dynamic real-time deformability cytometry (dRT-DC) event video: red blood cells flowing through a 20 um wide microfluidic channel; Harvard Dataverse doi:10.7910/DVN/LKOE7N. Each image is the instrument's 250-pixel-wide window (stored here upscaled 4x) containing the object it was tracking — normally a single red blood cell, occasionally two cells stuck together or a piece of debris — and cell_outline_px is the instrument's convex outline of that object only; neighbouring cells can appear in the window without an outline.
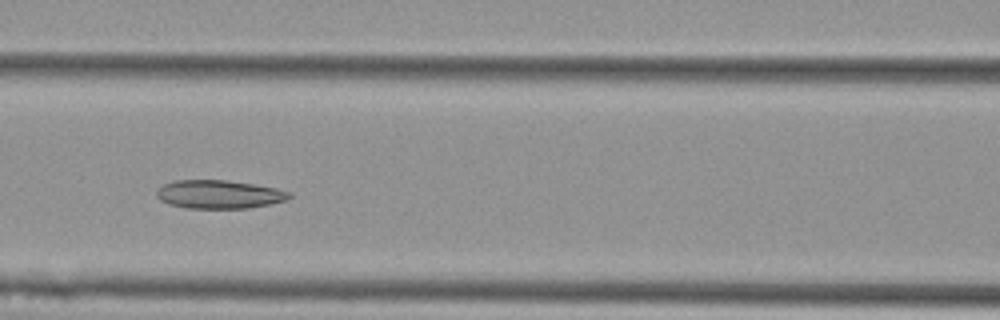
{"species": "Egyptian fruit bat (a non-hibernating species)", "species_latin": "Rousettus aegyptiacus", "temperature_condition": "cold", "stored_images_in_passage": 9, "camera_frame_rate_fps": 3000, "um_per_image_px": 0.085, "animal": {"sex": "female"}, "frame": {"image": 1, "passage_image": 6, "time_ms": 1.667, "image_size_px": [1000, 320], "cell_outline_px": [[292, 196], [288, 200], [248, 208], [188, 208], [168, 204], [160, 200], [156, 196], [156, 192], [164, 184], [176, 180], [224, 180], [252, 184], [276, 188], [292, 192]], "centroid_in_image_um": [18.64, 16.52], "position_along_channel_um": 148.0, "area_um2": 21.91}}
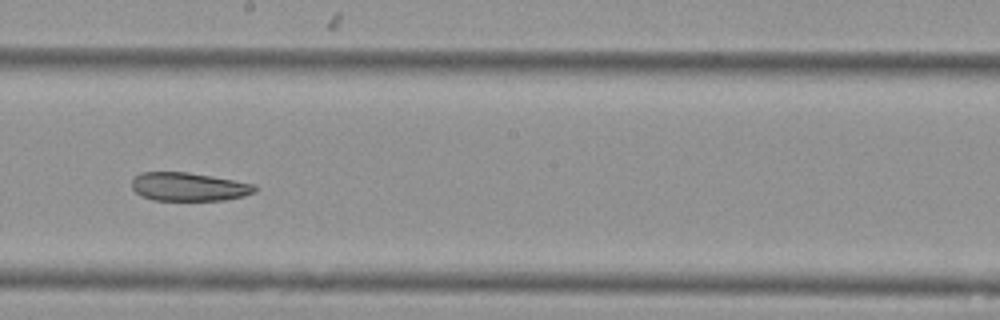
{"frame": {"image": 2, "passage_image": 8, "time_ms": 2.333, "image_size_px": [1000, 320], "cell_outline_px": [[260, 188], [256, 192], [244, 196], [224, 200], [152, 200], [140, 196], [132, 188], [132, 180], [140, 172], [188, 172], [256, 184]], "centroid_in_image_um": [16.07, 15.88], "position_along_channel_um": 232.1, "area_um2": 20.58}}
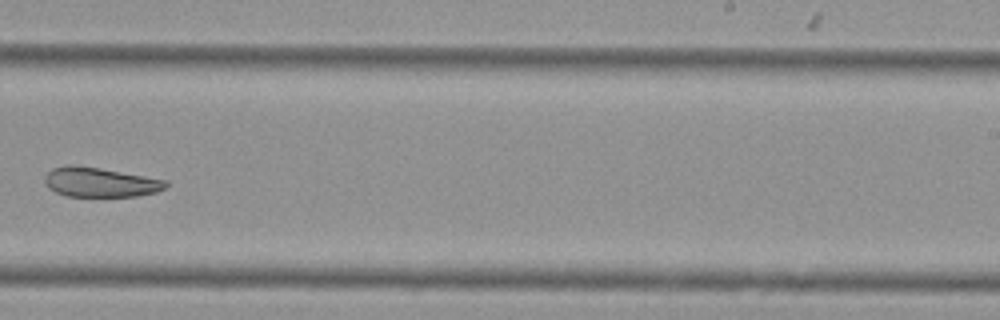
{"frame": {"image": 3, "passage_image": 9, "time_ms": 2.667, "image_size_px": [1000, 320], "cell_outline_px": [[168, 184], [164, 188], [156, 192], [136, 196], [68, 196], [56, 192], [48, 188], [44, 180], [44, 176], [52, 168], [68, 164], [76, 164], [100, 168], [168, 180]], "centroid_in_image_um": [8.49, 15.47], "position_along_channel_um": 280.5, "area_um2": 20.92}}